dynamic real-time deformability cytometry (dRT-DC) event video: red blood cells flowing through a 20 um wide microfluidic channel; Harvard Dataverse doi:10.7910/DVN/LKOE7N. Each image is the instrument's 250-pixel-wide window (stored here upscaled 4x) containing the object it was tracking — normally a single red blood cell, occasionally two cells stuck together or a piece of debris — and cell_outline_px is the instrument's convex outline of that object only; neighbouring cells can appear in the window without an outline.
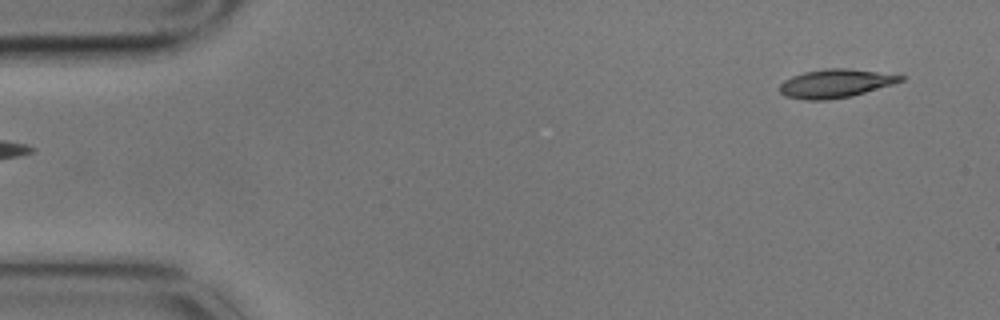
{"species": "common noctule bat (a hibernating species)", "species_latin": "Nyctalus noctula", "temperature_condition": "cold", "stored_images_in_passage": 3, "segment_of_instrument_passage": [2, 2], "camera_frame_rate_fps": 3000, "um_per_image_px": 0.085, "animal": {"sex": "male", "body_mass_g": 17.9}, "frame": {"image": 1, "passage_image": 3, "time_ms": 0.667, "image_size_px": [1000, 320], "cell_outline_px": [[908, 76], [904, 80], [892, 84], [852, 96], [828, 100], [804, 100], [784, 96], [780, 92], [780, 84], [784, 80], [792, 76], [804, 72], [828, 68], [844, 68]], "centroid_in_image_um": [70.99, 7.1], "position_along_channel_um": 14.0, "area_um2": 20.0}}